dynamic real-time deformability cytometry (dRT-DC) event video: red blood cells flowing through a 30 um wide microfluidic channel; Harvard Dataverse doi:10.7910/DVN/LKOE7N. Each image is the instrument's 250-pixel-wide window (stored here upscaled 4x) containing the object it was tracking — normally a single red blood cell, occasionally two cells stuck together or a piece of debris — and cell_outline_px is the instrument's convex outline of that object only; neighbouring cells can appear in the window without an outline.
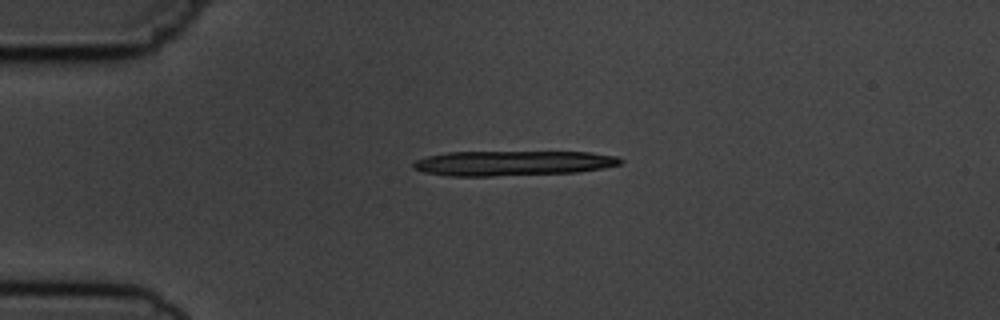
{"species": "common noctule bat (a hibernating species)", "species_latin": "Nyctalus noctula", "temperature_condition": "cold", "stored_images_in_passage": 2, "camera_frame_rate_fps": 3000, "um_per_image_px": 0.085, "animal": {"sex": "male", "body_mass_g": 19.5, "forearm_length_mm": 54.6}, "frame": {"image": 1, "passage_image": 1, "time_ms": 0.0, "image_size_px": [1000, 320], "cell_outline_px": [[624, 160], [620, 164], [604, 168], [576, 172], [492, 176], [448, 176], [424, 172], [412, 168], [412, 164], [416, 160], [428, 156], [448, 152], [592, 152], [616, 156]], "centroid_in_image_um": [43.59, 13.87], "position_along_channel_um": 41.4, "area_um2": 30.11}}